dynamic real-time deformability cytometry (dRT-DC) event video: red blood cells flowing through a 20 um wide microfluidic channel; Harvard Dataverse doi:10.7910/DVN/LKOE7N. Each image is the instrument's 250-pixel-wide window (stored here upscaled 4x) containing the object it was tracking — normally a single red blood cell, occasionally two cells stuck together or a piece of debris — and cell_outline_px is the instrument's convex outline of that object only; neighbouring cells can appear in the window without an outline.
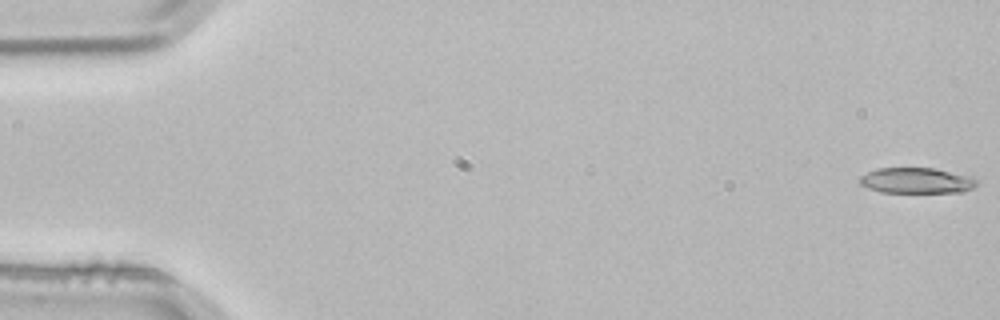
{"species": "common noctule bat (a hibernating species)", "species_latin": "Nyctalus noctula", "temperature_condition": "room temperature", "stored_images_in_passage": 4, "camera_frame_rate_fps": 3000, "um_per_image_px": 0.085, "animal": {"sex": "male", "body_mass_g": 21.5, "forearm_length_mm": 52.0}, "frame": {"image": 1, "passage_image": 1, "time_ms": 0.0, "image_size_px": [1000, 320], "cell_outline_px": [[976, 184], [972, 188], [964, 192], [880, 192], [868, 188], [860, 184], [860, 176], [876, 168], [936, 168], [972, 176], [976, 180]], "centroid_in_image_um": [77.91, 15.34], "position_along_channel_um": 7.1, "area_um2": 17.51}}
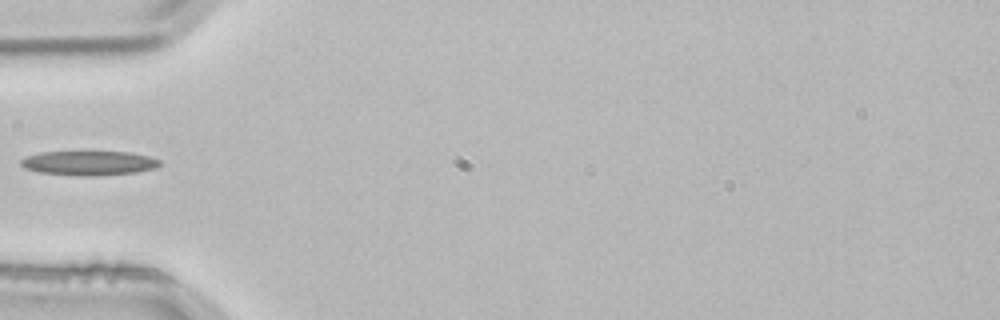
{"frame": {"image": 2, "passage_image": 4, "time_ms": 1.0, "image_size_px": [1000, 320], "cell_outline_px": [[160, 164], [156, 168], [136, 172], [96, 176], [84, 176], [40, 172], [24, 168], [20, 164], [20, 160], [28, 156], [40, 152], [128, 152], [148, 156], [160, 160]], "centroid_in_image_um": [7.56, 13.86], "position_along_channel_um": 77.4, "area_um2": 19.59}}